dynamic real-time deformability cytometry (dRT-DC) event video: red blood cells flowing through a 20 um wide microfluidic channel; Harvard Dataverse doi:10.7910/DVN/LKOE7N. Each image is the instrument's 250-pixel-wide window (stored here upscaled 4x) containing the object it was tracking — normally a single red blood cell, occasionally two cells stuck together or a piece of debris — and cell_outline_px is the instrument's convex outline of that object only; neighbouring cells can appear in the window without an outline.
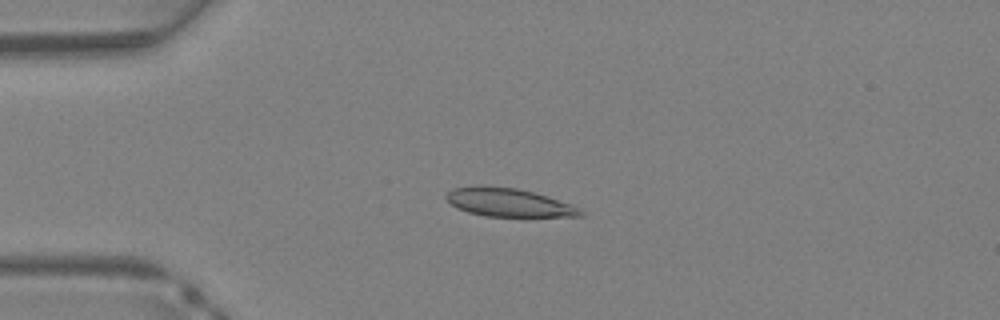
{"species": "Egyptian fruit bat (a non-hibernating species)", "species_latin": "Rousettus aegyptiacus", "temperature_condition": "warm", "stored_images_in_passage": 32, "camera_frame_rate_fps": 3000, "um_per_image_px": 0.085, "animal": {"sex": "female"}, "frame": {"image": 1, "passage_image": 4, "time_ms": 1.0, "image_size_px": [1000, 320], "cell_outline_px": [[584, 216], [484, 216], [468, 212], [456, 208], [444, 196], [452, 188], [480, 184], [516, 188], [536, 192], [572, 204], [580, 208], [584, 212]], "centroid_in_image_um": [43.22, 17.19], "position_along_channel_um": 41.8, "area_um2": 22.48}}
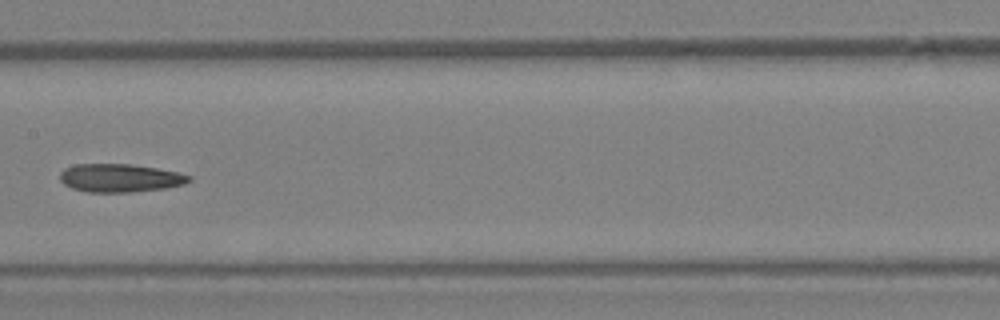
{"frame": {"image": 2, "passage_image": 14, "time_ms": 4.333, "image_size_px": [1000, 320], "cell_outline_px": [[192, 180], [184, 184], [164, 188], [132, 192], [88, 192], [72, 188], [64, 184], [60, 180], [60, 172], [64, 168], [76, 164], [132, 164], [180, 172], [192, 176]], "centroid_in_image_um": [10.21, 15.12], "position_along_channel_um": 197.2, "area_um2": 21.33}}
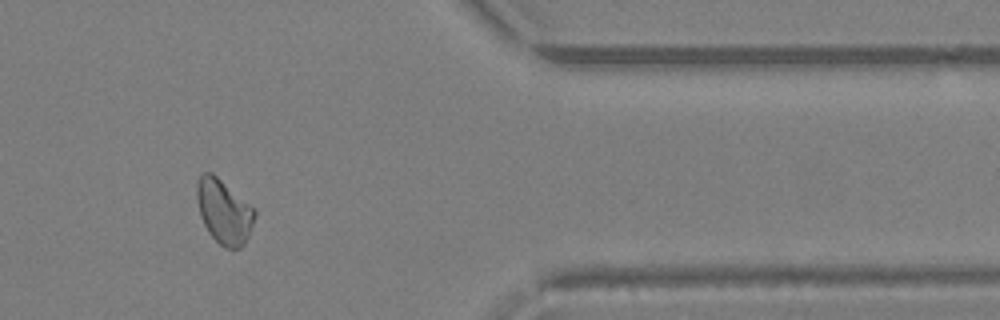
{"frame": {"image": 3, "passage_image": 26, "time_ms": 8.333, "image_size_px": [1000, 320], "cell_outline_px": [[256, 212], [248, 236], [244, 244], [240, 248], [232, 252], [220, 244], [208, 232], [200, 216], [196, 196], [196, 184], [200, 176], [204, 172], [212, 172], [256, 208]], "centroid_in_image_um": [19.04, 17.99], "position_along_channel_um": 392.4, "area_um2": 21.91}}